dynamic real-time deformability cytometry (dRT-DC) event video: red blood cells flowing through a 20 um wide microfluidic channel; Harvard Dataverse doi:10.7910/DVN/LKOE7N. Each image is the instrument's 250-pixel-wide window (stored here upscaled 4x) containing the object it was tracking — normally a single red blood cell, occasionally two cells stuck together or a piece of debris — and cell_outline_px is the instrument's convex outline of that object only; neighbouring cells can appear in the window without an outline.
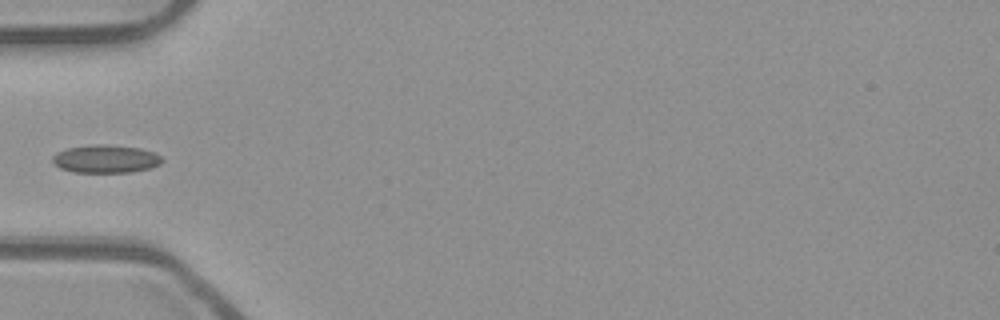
{"species": "common noctule bat (a hibernating species)", "species_latin": "Nyctalus noctula", "temperature_condition": "room temperature", "stored_images_in_passage": 36, "camera_frame_rate_fps": 3000, "um_per_image_px": 0.085, "animal": {"sex": "male", "body_mass_g": 23.1, "forearm_length_mm": 52.7}, "frame": {"image": 1, "passage_image": 1, "time_ms": 0.0, "image_size_px": [1000, 320], "cell_outline_px": [[164, 160], [160, 164], [152, 168], [132, 172], [72, 172], [60, 168], [52, 164], [52, 156], [56, 152], [68, 148], [92, 144], [104, 144], [140, 148], [152, 152], [160, 156]], "centroid_in_image_um": [8.96, 13.51], "position_along_channel_um": 76.0, "area_um2": 18.03}}
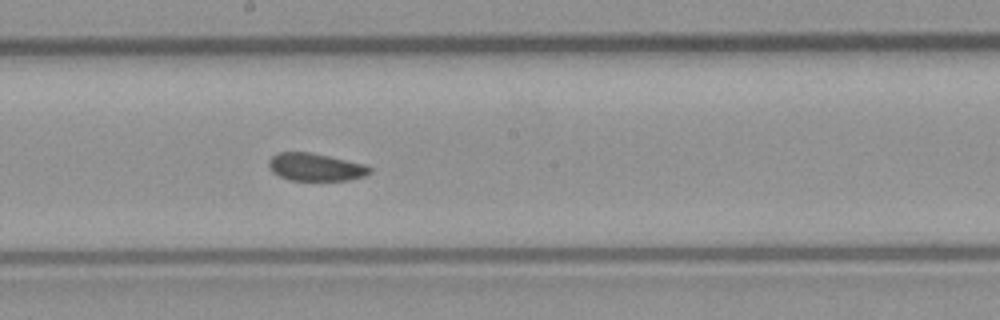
{"frame": {"image": 2, "passage_image": 12, "time_ms": 3.667, "image_size_px": [1000, 320], "cell_outline_px": [[372, 172], [364, 176], [348, 180], [288, 180], [272, 172], [268, 164], [268, 160], [272, 156], [280, 152], [308, 152], [368, 164], [372, 168]], "centroid_in_image_um": [26.85, 14.2], "position_along_channel_um": 221.4, "area_um2": 16.36}}
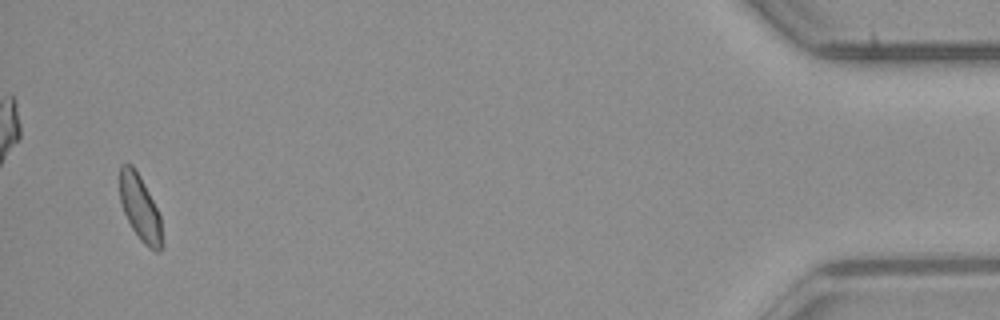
{"frame": {"image": 3, "passage_image": 34, "time_ms": 11.0, "image_size_px": [1000, 320], "cell_outline_px": [[160, 252], [156, 252], [148, 248], [140, 240], [132, 228], [120, 204], [120, 164], [132, 164], [140, 176], [160, 216]], "centroid_in_image_um": [11.86, 17.65], "position_along_channel_um": 423.3, "area_um2": 15.72}}